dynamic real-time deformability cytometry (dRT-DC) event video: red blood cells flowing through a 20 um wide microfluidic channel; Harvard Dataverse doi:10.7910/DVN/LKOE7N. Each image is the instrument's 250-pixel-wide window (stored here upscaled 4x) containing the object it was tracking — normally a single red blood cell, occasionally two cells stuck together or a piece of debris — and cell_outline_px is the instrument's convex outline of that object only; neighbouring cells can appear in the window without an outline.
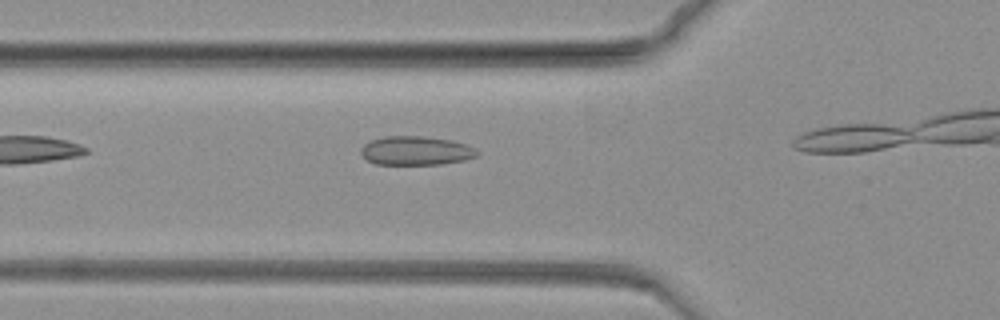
{"species": "common noctule bat (a hibernating species)", "species_latin": "Nyctalus noctula", "temperature_condition": "warm", "stored_images_in_passage": 9, "camera_frame_rate_fps": 3000, "um_per_image_px": 0.085, "animal": {"sex": "female", "body_mass_g": 19.3, "forearm_length_mm": 54.1}, "frame": {"image": 1, "passage_image": 3, "time_ms": 0.667, "image_size_px": [1000, 320], "cell_outline_px": [[480, 152], [476, 156], [464, 160], [440, 164], [376, 164], [368, 160], [360, 152], [360, 148], [364, 144], [372, 140], [384, 136], [420, 136], [452, 140], [476, 148]], "centroid_in_image_um": [35.36, 12.8], "position_along_channel_um": 90.4, "area_um2": 19.48}}
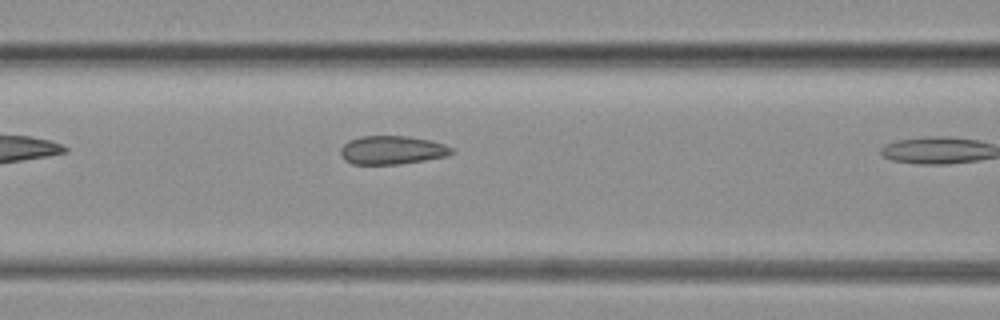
{"frame": {"image": 2, "passage_image": 8, "time_ms": 2.333, "image_size_px": [1000, 320], "cell_outline_px": [[452, 152], [448, 156], [400, 164], [352, 164], [344, 160], [340, 156], [340, 148], [348, 140], [360, 136], [408, 136], [428, 140], [444, 144], [452, 148]], "centroid_in_image_um": [33.27, 12.76], "position_along_channel_um": 133.3, "area_um2": 18.5}}